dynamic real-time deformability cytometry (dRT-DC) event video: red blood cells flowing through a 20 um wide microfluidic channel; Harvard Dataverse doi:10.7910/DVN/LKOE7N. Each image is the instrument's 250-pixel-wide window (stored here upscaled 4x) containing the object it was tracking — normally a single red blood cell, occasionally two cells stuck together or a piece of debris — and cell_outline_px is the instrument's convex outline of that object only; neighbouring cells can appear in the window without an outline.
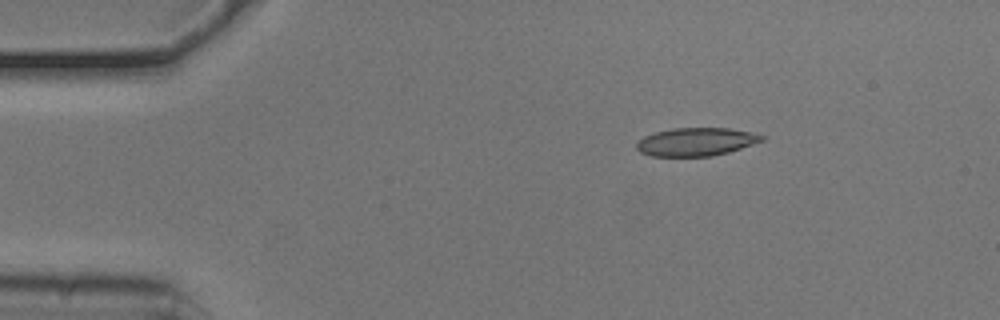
{"species": "common noctule bat (a hibernating species)", "species_latin": "Nyctalus noctula", "temperature_condition": "cold", "stored_images_in_passage": 18, "camera_frame_rate_fps": 3000, "um_per_image_px": 0.085, "animal": {"sex": "male", "body_mass_g": 20.5, "forearm_length_mm": 52.5}, "frame": {"image": 1, "passage_image": 1, "time_ms": 0.0, "image_size_px": [1000, 320], "cell_outline_px": [[764, 140], [728, 152], [712, 156], [652, 156], [640, 152], [636, 148], [636, 144], [644, 136], [656, 132], [672, 128], [728, 128], [748, 132], [764, 136]], "centroid_in_image_um": [59.13, 12.05], "position_along_channel_um": 25.9, "area_um2": 20.29}}
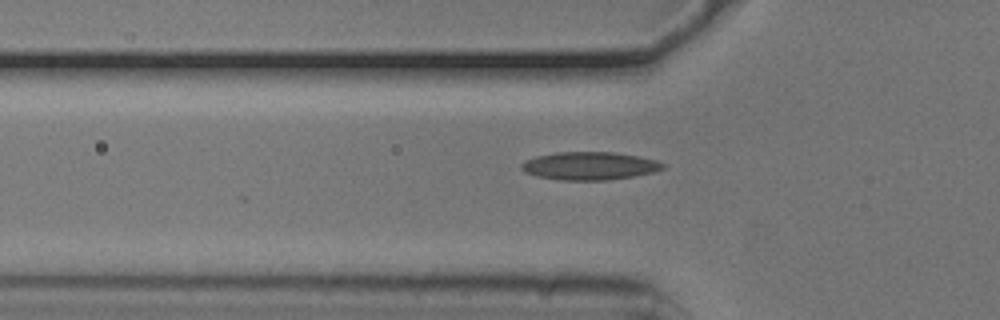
{"frame": {"image": 2, "passage_image": 10, "time_ms": 3.0, "image_size_px": [1000, 320], "cell_outline_px": [[664, 168], [652, 172], [636, 176], [608, 180], [560, 180], [536, 176], [524, 172], [520, 168], [520, 164], [524, 160], [536, 156], [556, 152], [612, 152], [636, 156], [656, 160], [664, 164]], "centroid_in_image_um": [50.06, 14.1], "position_along_channel_um": 75.7, "area_um2": 23.12}}
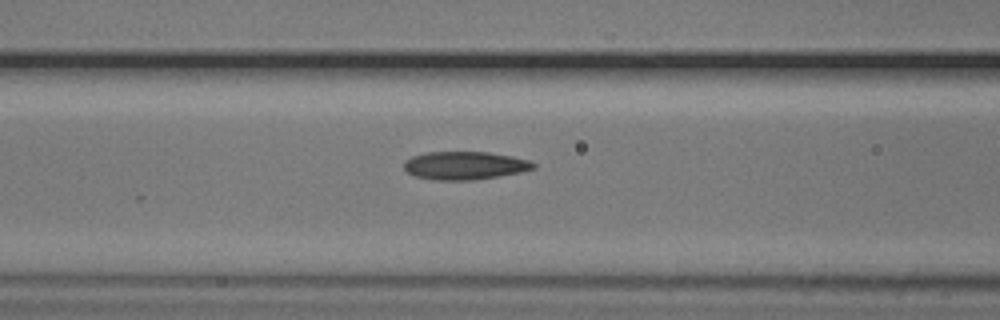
{"frame": {"image": 3, "passage_image": 14, "time_ms": 4.333, "image_size_px": [1000, 320], "cell_outline_px": [[536, 168], [520, 172], [472, 180], [436, 180], [416, 176], [408, 172], [404, 168], [404, 160], [412, 156], [424, 152], [488, 152], [512, 156], [532, 160], [536, 164]], "centroid_in_image_um": [39.52, 14.06], "position_along_channel_um": 127.1, "area_um2": 21.21}}